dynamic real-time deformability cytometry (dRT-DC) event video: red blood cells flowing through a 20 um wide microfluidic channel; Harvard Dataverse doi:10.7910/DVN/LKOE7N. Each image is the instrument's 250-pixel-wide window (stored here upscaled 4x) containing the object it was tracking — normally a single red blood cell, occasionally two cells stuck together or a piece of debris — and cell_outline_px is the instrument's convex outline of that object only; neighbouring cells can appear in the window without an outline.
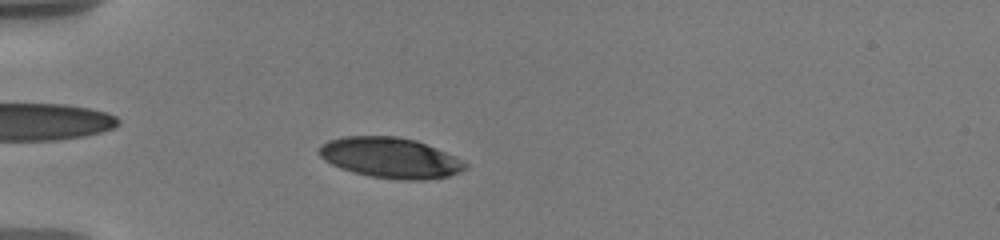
{"species": "human", "species_latin": "Homo sapiens", "temperature_condition": "warm", "stored_images_in_passage": 42, "camera_frame_rate_fps": 3000, "um_per_image_px": 0.085, "donor": {"sex": "male"}, "frame": {"image": 1, "passage_image": 17, "time_ms": 4.333, "image_size_px": [1000, 240], "cell_outline_px": [[468, 168], [460, 172], [448, 176], [424, 180], [400, 180], [372, 176], [352, 172], [340, 168], [324, 160], [316, 152], [328, 140], [344, 136], [396, 136], [416, 140], [456, 156], [468, 164]], "centroid_in_image_um": [33.19, 13.41], "position_along_channel_um": 51.8, "area_um2": 34.56}}
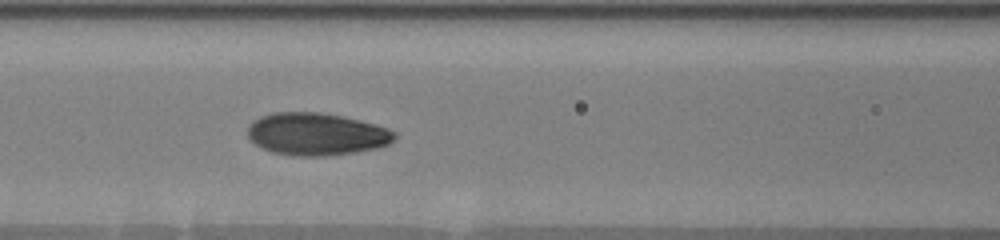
{"frame": {"image": 2, "passage_image": 31, "time_ms": 7.333, "image_size_px": [1000, 240], "cell_outline_px": [[396, 136], [388, 144], [376, 148], [352, 152], [324, 156], [300, 156], [272, 152], [256, 144], [248, 136], [248, 124], [252, 120], [260, 116], [272, 112], [320, 112], [344, 116], [376, 124], [388, 128], [396, 132]], "centroid_in_image_um": [26.89, 11.37], "position_along_channel_um": 139.7, "area_um2": 36.3}}
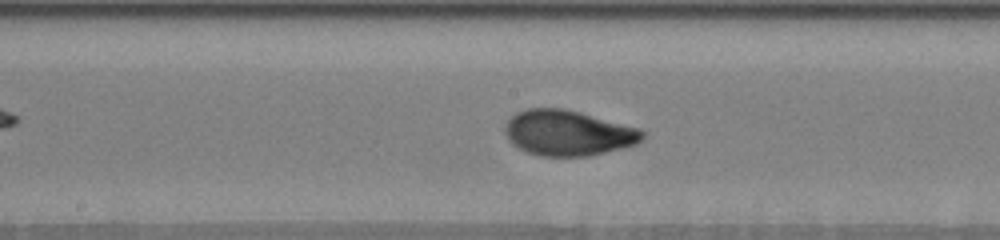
{"frame": {"image": 3, "passage_image": 36, "time_ms": 9.0, "image_size_px": [1000, 240], "cell_outline_px": [[644, 136], [636, 144], [588, 156], [540, 156], [528, 152], [512, 144], [508, 140], [504, 132], [504, 128], [508, 120], [516, 112], [528, 108], [564, 108], [580, 112], [640, 128], [644, 132]], "centroid_in_image_um": [48.25, 11.29], "position_along_channel_um": 199.9, "area_um2": 36.3}}